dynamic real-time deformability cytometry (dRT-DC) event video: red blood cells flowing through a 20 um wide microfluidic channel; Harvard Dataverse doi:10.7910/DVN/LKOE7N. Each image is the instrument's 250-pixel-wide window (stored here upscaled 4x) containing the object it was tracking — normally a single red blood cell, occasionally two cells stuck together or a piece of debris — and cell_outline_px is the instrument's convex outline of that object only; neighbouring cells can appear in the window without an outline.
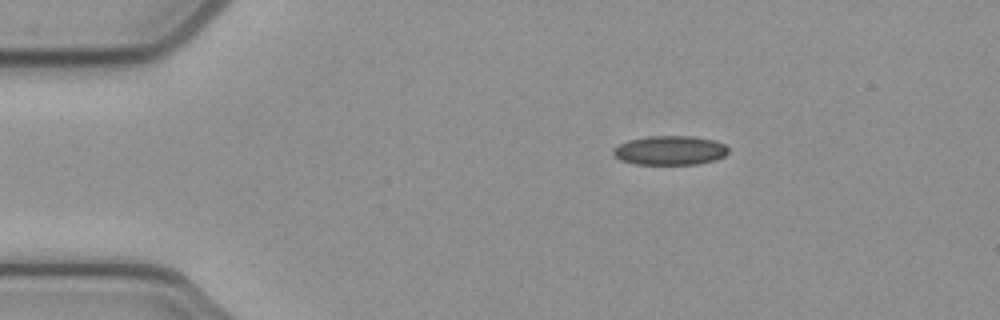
{"species": "common noctule bat (a hibernating species)", "species_latin": "Nyctalus noctula", "temperature_condition": "cold", "stored_images_in_passage": 47, "camera_frame_rate_fps": 3000, "um_per_image_px": 0.085, "animal": {"sex": "female", "body_mass_g": 21.9}, "frame": {"image": 1, "passage_image": 4, "time_ms": 1.0, "image_size_px": [1000, 320], "cell_outline_px": [[728, 152], [724, 156], [716, 160], [696, 164], [636, 164], [620, 160], [612, 152], [612, 148], [628, 140], [648, 136], [692, 136], [712, 140], [724, 144], [728, 148]], "centroid_in_image_um": [56.93, 12.78], "position_along_channel_um": 28.1, "area_um2": 19.54}}
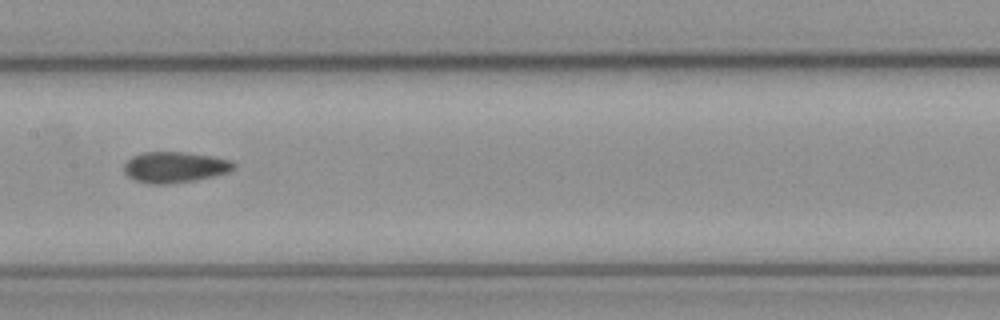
{"frame": {"image": 2, "passage_image": 21, "time_ms": 6.667, "image_size_px": [1000, 320], "cell_outline_px": [[236, 168], [228, 172], [196, 180], [164, 184], [152, 184], [136, 180], [128, 176], [124, 172], [124, 164], [132, 156], [140, 152], [184, 152], [212, 156], [232, 160], [236, 164]], "centroid_in_image_um": [14.87, 14.2], "position_along_channel_um": 192.5, "area_um2": 19.77}}
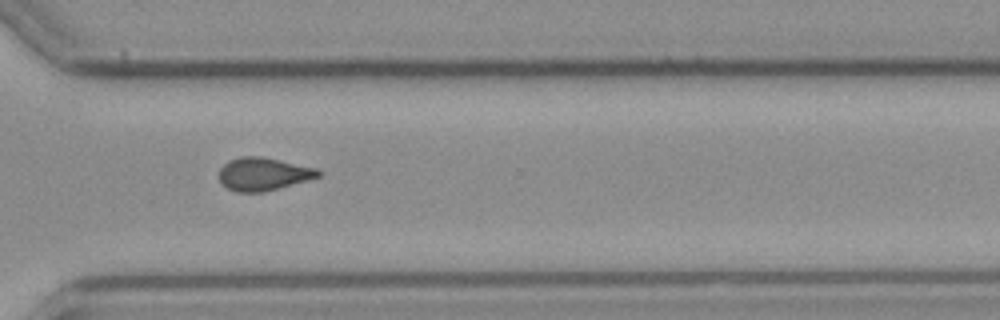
{"frame": {"image": 3, "passage_image": 33, "time_ms": 10.667, "image_size_px": [1000, 320], "cell_outline_px": [[320, 176], [308, 180], [264, 192], [236, 192], [220, 184], [220, 168], [228, 160], [240, 156], [260, 156], [316, 168], [320, 172]], "centroid_in_image_um": [22.34, 14.79], "position_along_channel_um": 348.3, "area_um2": 18.96}, "authors_computed_cell_mechanics": {"area_um2": 19.363, "velocity_mm_per_s": 3.9075, "shape_relaxation_time_tau1_ms": null, "shape_relaxation_time_tau2_ms": 4.0831, "deformation_change_tau1": null, "deformation_change_tau2": 0.112}}